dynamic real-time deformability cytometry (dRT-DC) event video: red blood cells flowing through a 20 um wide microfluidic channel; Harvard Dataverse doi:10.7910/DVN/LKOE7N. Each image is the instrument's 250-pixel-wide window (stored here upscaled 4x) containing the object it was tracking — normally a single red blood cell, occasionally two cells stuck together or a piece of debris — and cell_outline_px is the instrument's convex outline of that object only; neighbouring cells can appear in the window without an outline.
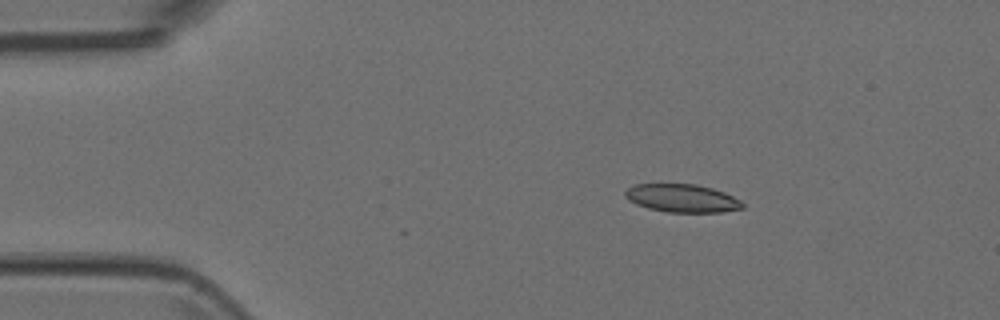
{"species": "Egyptian fruit bat (a non-hibernating species)", "species_latin": "Rousettus aegyptiacus", "temperature_condition": "room temperature", "stored_images_in_passage": 4, "camera_frame_rate_fps": 3000, "um_per_image_px": 0.085, "animal": {"sex": "female"}, "frame": {"image": 1, "passage_image": 2, "time_ms": 0.333, "image_size_px": [1000, 320], "cell_outline_px": [[744, 208], [720, 212], [668, 212], [648, 208], [636, 204], [628, 200], [624, 196], [624, 192], [628, 188], [636, 184], [696, 184], [712, 188], [724, 192], [740, 200], [744, 204]], "centroid_in_image_um": [57.97, 16.85], "position_along_channel_um": 27.0, "area_um2": 19.19}}
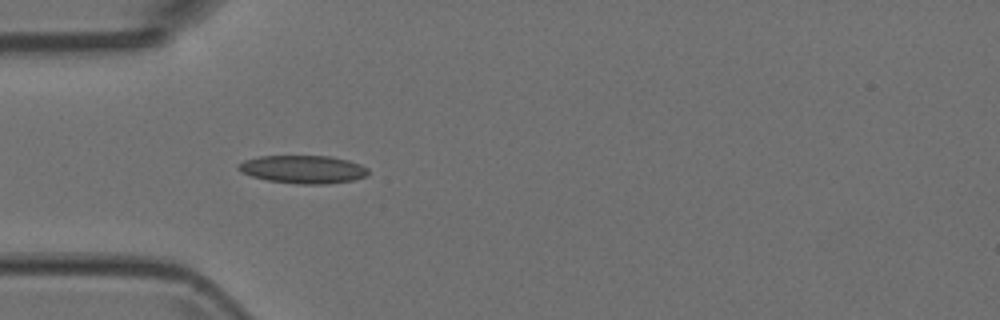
{"frame": {"image": 2, "passage_image": 4, "time_ms": 1.0, "image_size_px": [1000, 320], "cell_outline_px": [[368, 176], [352, 180], [324, 184], [296, 184], [268, 180], [252, 176], [240, 172], [236, 168], [236, 164], [244, 160], [260, 156], [328, 156], [348, 160], [360, 164], [368, 168]], "centroid_in_image_um": [25.74, 14.39], "position_along_channel_um": 59.3, "area_um2": 21.27}}